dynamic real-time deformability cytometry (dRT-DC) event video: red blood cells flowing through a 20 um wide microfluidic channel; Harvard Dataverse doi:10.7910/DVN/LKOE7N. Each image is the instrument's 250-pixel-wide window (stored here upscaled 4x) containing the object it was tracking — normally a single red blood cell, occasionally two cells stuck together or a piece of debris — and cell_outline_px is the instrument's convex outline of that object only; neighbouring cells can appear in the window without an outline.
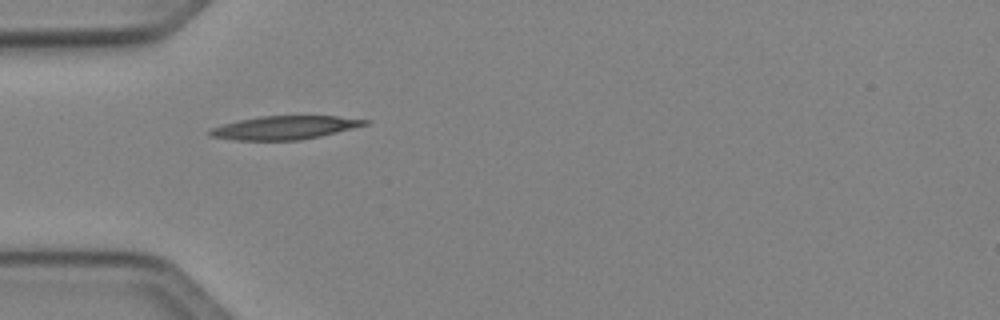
{"species": "Egyptian fruit bat (a non-hibernating species)", "species_latin": "Rousettus aegyptiacus", "temperature_condition": "cold", "stored_images_in_passage": 3, "camera_frame_rate_fps": 3000, "um_per_image_px": 0.085, "animal": {"sex": "female"}, "frame": {"image": 1, "passage_image": 1, "time_ms": 0.0, "image_size_px": [1000, 320], "cell_outline_px": [[372, 120], [368, 124], [320, 136], [300, 140], [236, 140], [208, 136], [208, 132], [212, 128], [224, 124], [240, 120], [260, 116], [336, 116]], "centroid_in_image_um": [24.2, 10.85], "position_along_channel_um": 60.8, "area_um2": 20.98}}
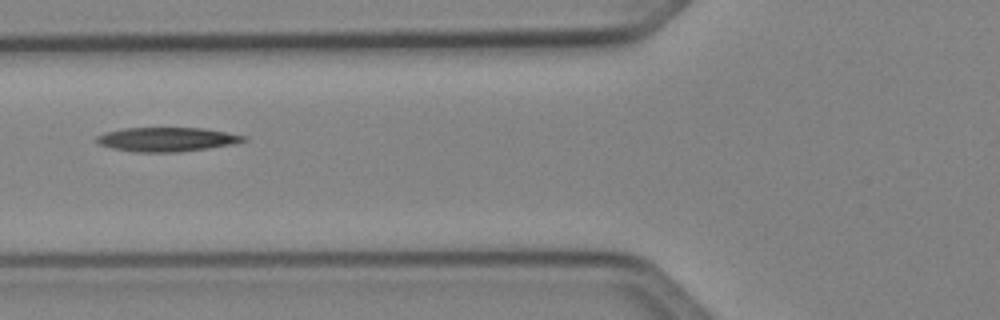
{"frame": {"image": 2, "passage_image": 2, "time_ms": 1.333, "image_size_px": [1000, 320], "cell_outline_px": [[248, 140], [232, 144], [176, 152], [136, 152], [112, 148], [100, 144], [96, 140], [96, 136], [108, 132], [124, 128], [204, 128], [248, 136]], "centroid_in_image_um": [14.2, 11.84], "position_along_channel_um": 111.6, "area_um2": 20.4}}
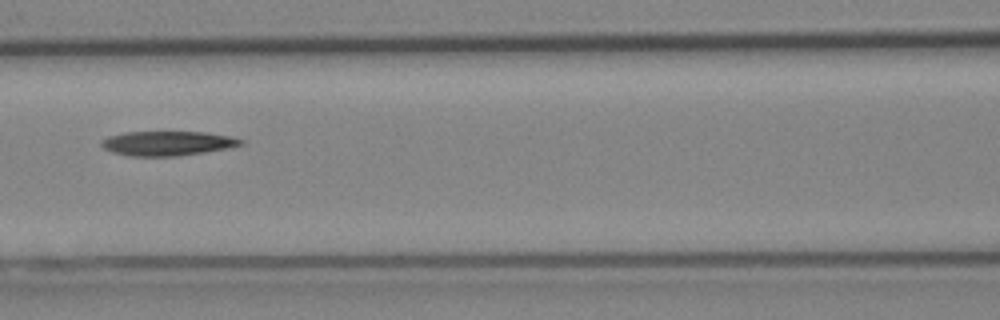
{"frame": {"image": 3, "passage_image": 3, "time_ms": 2.333, "image_size_px": [1000, 320], "cell_outline_px": [[244, 144], [228, 148], [204, 152], [176, 156], [132, 156], [112, 152], [104, 148], [100, 144], [100, 140], [108, 136], [124, 132], [204, 132], [228, 136], [244, 140]], "centroid_in_image_um": [14.2, 12.18], "position_along_channel_um": 152.4, "area_um2": 19.83}}